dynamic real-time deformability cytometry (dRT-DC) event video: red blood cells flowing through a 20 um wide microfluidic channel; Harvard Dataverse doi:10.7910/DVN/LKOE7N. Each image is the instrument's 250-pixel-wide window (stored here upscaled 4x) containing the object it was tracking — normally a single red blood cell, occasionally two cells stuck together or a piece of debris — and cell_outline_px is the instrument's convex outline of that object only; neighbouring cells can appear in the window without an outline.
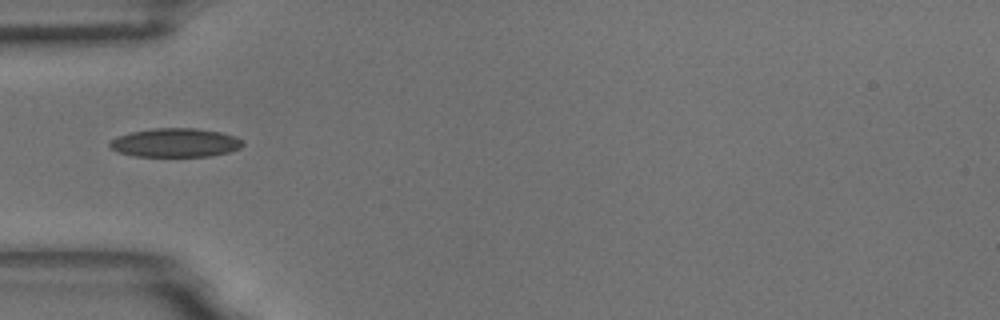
{"species": "common noctule bat (a hibernating species)", "species_latin": "Nyctalus noctula", "temperature_condition": "room temperature", "stored_images_in_passage": 8, "camera_frame_rate_fps": 3000, "um_per_image_px": 0.085, "animal": {"sex": "male", "body_mass_g": 18.8}, "frame": {"image": 1, "passage_image": 3, "time_ms": 0.667, "image_size_px": [1000, 320], "cell_outline_px": [[244, 144], [240, 148], [228, 152], [212, 156], [132, 156], [120, 152], [112, 148], [108, 144], [108, 140], [116, 136], [132, 132], [152, 128], [196, 128], [220, 132], [236, 136], [244, 140]], "centroid_in_image_um": [14.91, 12.12], "position_along_channel_um": 70.1, "area_um2": 22.48}}
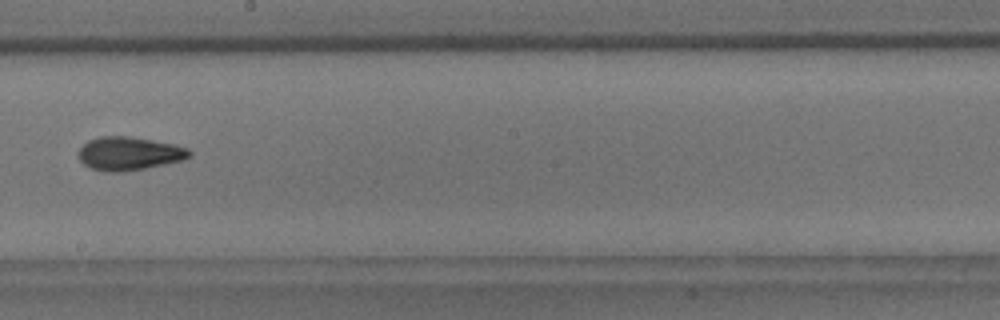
{"frame": {"image": 2, "passage_image": 7, "time_ms": 2.0, "image_size_px": [1000, 320], "cell_outline_px": [[192, 156], [184, 160], [144, 168], [120, 172], [108, 172], [92, 168], [84, 164], [80, 160], [80, 148], [88, 140], [100, 136], [128, 136], [176, 144], [188, 148], [192, 152]], "centroid_in_image_um": [11.02, 13.04], "position_along_channel_um": 237.2, "area_um2": 21.5}}